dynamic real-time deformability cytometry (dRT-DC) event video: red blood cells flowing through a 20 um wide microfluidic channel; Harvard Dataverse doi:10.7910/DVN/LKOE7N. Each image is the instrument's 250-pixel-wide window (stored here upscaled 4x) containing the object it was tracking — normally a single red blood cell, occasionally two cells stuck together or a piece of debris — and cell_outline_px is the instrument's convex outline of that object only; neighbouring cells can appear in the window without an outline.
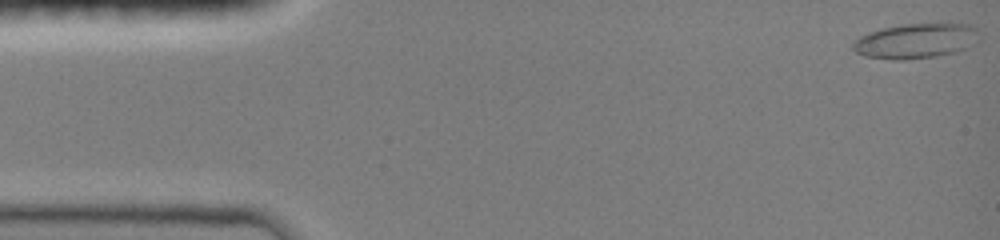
{"species": "common noctule bat (a hibernating species)", "species_latin": "Nyctalus noctula", "temperature_condition": "room temperature", "stored_images_in_passage": 21, "camera_frame_rate_fps": 3000, "um_per_image_px": 0.085, "animal": {"sex": "female", "body_mass_g": 19.0, "forearm_length_mm": 51.5}, "frame": {"image": 1, "passage_image": 1, "time_ms": 0.0, "image_size_px": [1000, 240], "cell_outline_px": [[976, 32], [964, 48], [952, 52], [936, 56], [904, 60], [896, 60], [864, 56], [856, 52], [852, 48], [852, 44], [860, 36], [868, 32], [900, 24], [940, 20], [948, 20], [968, 24], [976, 28]], "centroid_in_image_um": [77.77, 3.41], "position_along_channel_um": 7.2, "area_um2": 25.95}}
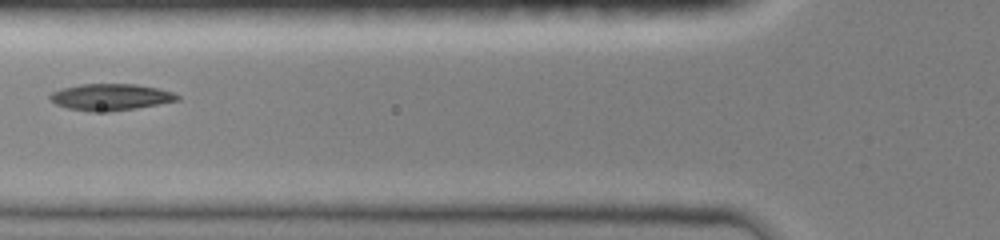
{"frame": {"image": 2, "passage_image": 12, "time_ms": 5.667, "image_size_px": [1000, 240], "cell_outline_px": [[180, 100], [136, 108], [108, 112], [92, 112], [68, 108], [56, 104], [48, 96], [52, 92], [64, 88], [80, 84], [136, 84], [156, 88], [172, 92], [180, 96]], "centroid_in_image_um": [9.41, 8.25], "position_along_channel_um": 116.4, "area_um2": 19.59}}
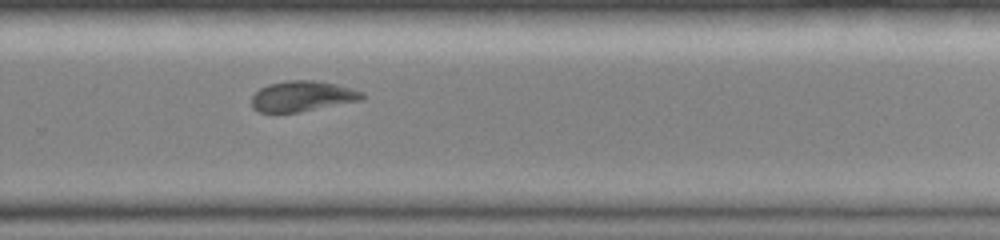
{"frame": {"image": 3, "passage_image": 21, "time_ms": 10.333, "image_size_px": [1000, 240], "cell_outline_px": [[364, 100], [300, 112], [260, 112], [252, 108], [252, 96], [260, 88], [268, 84], [288, 80], [316, 80], [336, 84], [364, 92]], "centroid_in_image_um": [25.72, 8.18], "position_along_channel_um": 304.1, "area_um2": 19.77}}